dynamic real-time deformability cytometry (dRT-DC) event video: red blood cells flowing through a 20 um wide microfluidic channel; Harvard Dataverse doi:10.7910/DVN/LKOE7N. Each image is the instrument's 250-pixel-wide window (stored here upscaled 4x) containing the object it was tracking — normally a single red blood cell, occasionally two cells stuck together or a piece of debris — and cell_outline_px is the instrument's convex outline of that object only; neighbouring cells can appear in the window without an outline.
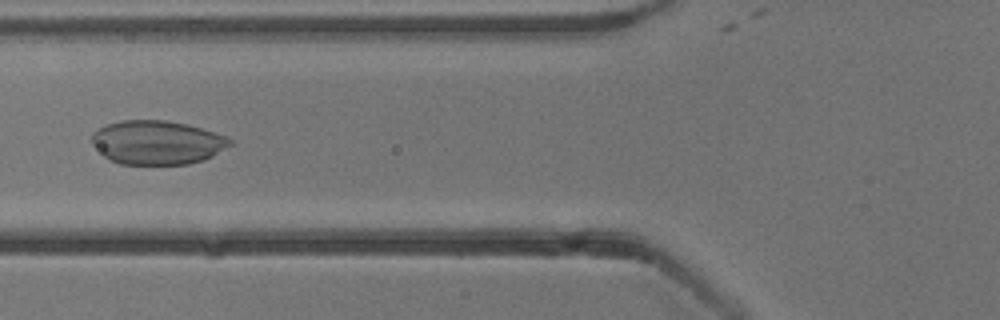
{"species": "common noctule bat (a hibernating species)", "species_latin": "Nyctalus noctula", "temperature_condition": "cold", "stored_images_in_passage": 40, "camera_frame_rate_fps": 3000, "um_per_image_px": 0.085, "animal": {"sex": "male", "body_mass_g": 13.3}, "frame": {"image": 1, "passage_image": 17, "time_ms": 5.333, "image_size_px": [1000, 320], "cell_outline_px": [[232, 144], [212, 156], [204, 160], [188, 164], [120, 164], [104, 156], [92, 144], [92, 132], [104, 124], [120, 120], [168, 120], [188, 124], [224, 136], [232, 140]], "centroid_in_image_um": [13.32, 12.1], "position_along_channel_um": 112.5, "area_um2": 35.37}}
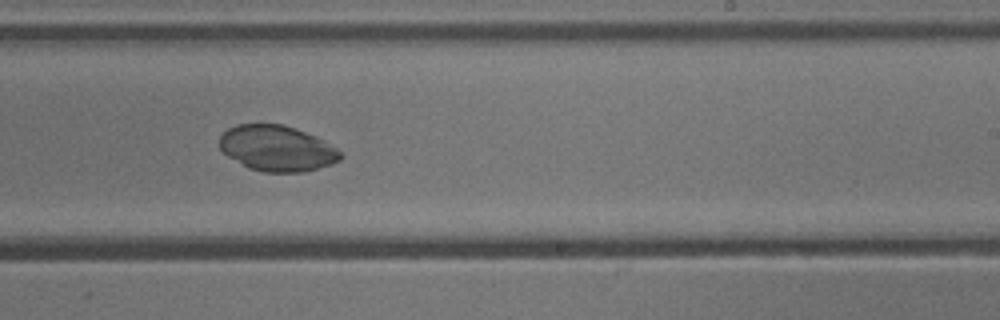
{"frame": {"image": 2, "passage_image": 29, "time_ms": 9.333, "image_size_px": [1000, 320], "cell_outline_px": [[344, 156], [340, 160], [332, 164], [304, 172], [260, 172], [248, 168], [228, 156], [220, 148], [220, 136], [228, 128], [236, 124], [284, 124], [296, 128], [316, 136], [324, 140], [336, 148]], "centroid_in_image_um": [23.56, 12.61], "position_along_channel_um": 265.4, "area_um2": 32.37}}
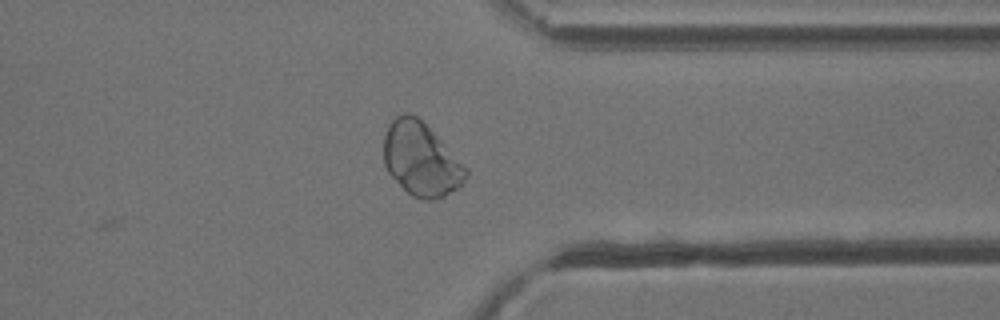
{"frame": {"image": 3, "passage_image": 38, "time_ms": 12.333, "image_size_px": [1000, 320], "cell_outline_px": [[468, 172], [464, 184], [444, 196], [432, 200], [428, 200], [412, 196], [388, 172], [384, 164], [384, 136], [388, 124], [396, 116], [404, 112], [408, 112], [416, 116], [468, 168]], "centroid_in_image_um": [35.78, 13.54], "position_along_channel_um": 375.6, "area_um2": 34.74}}